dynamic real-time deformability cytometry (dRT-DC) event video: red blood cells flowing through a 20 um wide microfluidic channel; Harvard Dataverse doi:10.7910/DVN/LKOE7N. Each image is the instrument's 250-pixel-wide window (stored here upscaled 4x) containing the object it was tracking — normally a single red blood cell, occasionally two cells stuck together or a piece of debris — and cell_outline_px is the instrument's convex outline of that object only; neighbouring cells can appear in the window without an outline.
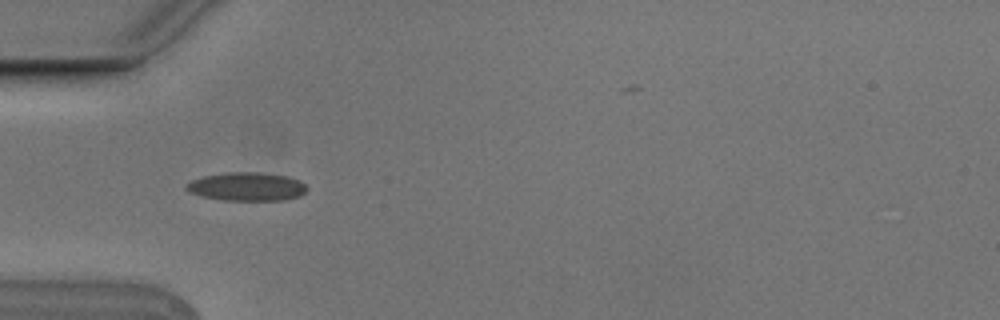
{"species": "Egyptian fruit bat (a non-hibernating species)", "species_latin": "Rousettus aegyptiacus", "temperature_condition": "cold", "stored_images_in_passage": 8, "camera_frame_rate_fps": 3000, "um_per_image_px": 0.085, "animal": {"sex": "male"}, "frame": {"image": 1, "passage_image": 4, "time_ms": 1.0, "image_size_px": [1000, 320], "cell_outline_px": [[308, 188], [300, 196], [284, 200], [224, 200], [200, 196], [188, 192], [184, 188], [184, 184], [192, 180], [204, 176], [228, 172], [260, 172], [288, 176], [300, 180]], "centroid_in_image_um": [20.96, 15.86], "position_along_channel_um": 64.0, "area_um2": 20.17}}
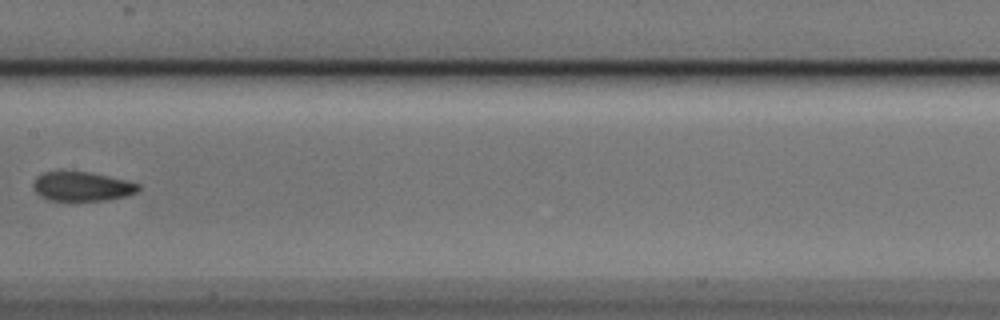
{"frame": {"image": 2, "passage_image": 7, "time_ms": 2.0, "image_size_px": [1000, 320], "cell_outline_px": [[140, 188], [136, 192], [128, 196], [104, 200], [48, 200], [40, 196], [32, 188], [32, 184], [36, 176], [44, 172], [88, 172], [128, 180], [140, 184]], "centroid_in_image_um": [6.97, 15.85], "position_along_channel_um": 200.4, "area_um2": 17.92}}
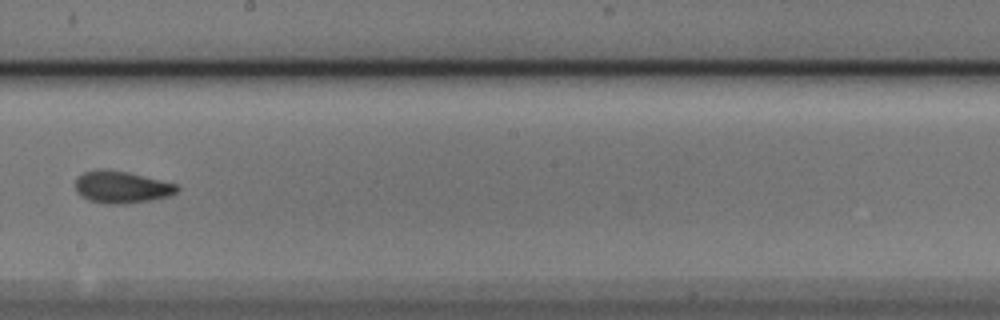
{"frame": {"image": 3, "passage_image": 8, "time_ms": 2.333, "image_size_px": [1000, 320], "cell_outline_px": [[180, 188], [176, 192], [168, 196], [148, 200], [124, 204], [112, 204], [88, 200], [80, 196], [76, 192], [76, 180], [84, 172], [128, 172], [180, 184]], "centroid_in_image_um": [10.4, 15.94], "position_along_channel_um": 237.8, "area_um2": 18.38}}